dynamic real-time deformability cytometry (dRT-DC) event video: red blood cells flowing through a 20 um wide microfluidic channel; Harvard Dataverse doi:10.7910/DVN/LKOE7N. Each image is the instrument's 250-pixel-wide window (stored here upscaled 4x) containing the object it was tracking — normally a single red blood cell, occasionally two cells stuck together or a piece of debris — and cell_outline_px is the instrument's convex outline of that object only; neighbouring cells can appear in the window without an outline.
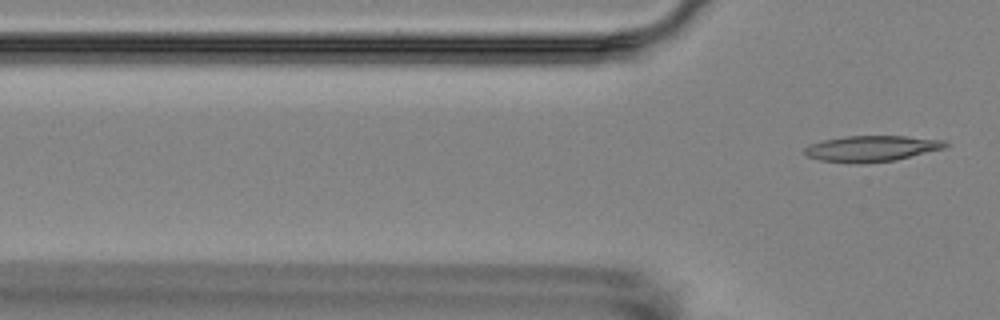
{"species": "Egyptian fruit bat (a non-hibernating species)", "species_latin": "Rousettus aegyptiacus", "temperature_condition": "room temperature", "stored_images_in_passage": 5, "camera_frame_rate_fps": 3000, "um_per_image_px": 0.085, "animal": {"sex": "female"}, "frame": {"image": 1, "passage_image": 5, "time_ms": 6.333, "image_size_px": [1000, 320], "cell_outline_px": [[952, 144], [944, 148], [896, 160], [860, 164], [856, 164], [820, 160], [808, 156], [804, 152], [804, 148], [812, 144], [824, 140], [844, 136], [904, 136], [944, 140]], "centroid_in_image_um": [74.11, 12.63], "position_along_channel_um": 51.7, "area_um2": 21.27}}